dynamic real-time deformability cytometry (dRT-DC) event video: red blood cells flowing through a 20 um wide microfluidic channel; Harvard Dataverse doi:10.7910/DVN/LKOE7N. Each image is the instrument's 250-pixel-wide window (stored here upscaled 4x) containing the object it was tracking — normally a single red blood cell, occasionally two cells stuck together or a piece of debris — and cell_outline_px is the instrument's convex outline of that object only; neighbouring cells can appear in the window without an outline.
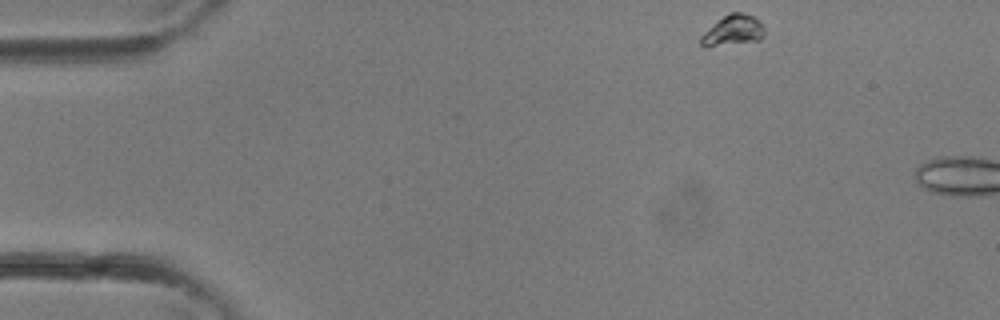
{"species": "common noctule bat (a hibernating species)", "species_latin": "Nyctalus noctula", "temperature_condition": "room temperature", "stored_images_in_passage": 3, "camera_frame_rate_fps": 3000, "um_per_image_px": 0.085, "animal": {"sex": "female"}, "frame": {"image": 1, "passage_image": 1, "time_ms": 0.0, "image_size_px": [1000, 320], "cell_outline_px": [[764, 36], [760, 40], [708, 48], [704, 48], [700, 44], [700, 36], [724, 16], [732, 12], [740, 12], [752, 16], [764, 28]], "centroid_in_image_um": [62.27, 2.64], "position_along_channel_um": 22.7, "area_um2": 11.21}}